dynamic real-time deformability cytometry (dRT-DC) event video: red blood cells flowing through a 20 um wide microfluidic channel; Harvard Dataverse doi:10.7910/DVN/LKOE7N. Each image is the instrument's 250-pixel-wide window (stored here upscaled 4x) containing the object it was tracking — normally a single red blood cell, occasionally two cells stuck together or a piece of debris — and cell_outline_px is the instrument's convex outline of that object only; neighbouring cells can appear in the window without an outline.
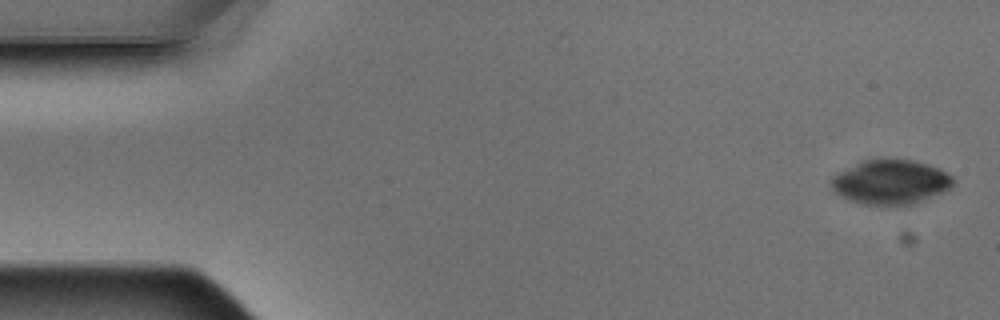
{"species": "Egyptian fruit bat (a non-hibernating species)", "species_latin": "Rousettus aegyptiacus", "temperature_condition": "warm", "stored_images_in_passage": 6, "camera_frame_rate_fps": 3000, "um_per_image_px": 0.085, "animal": {"sex": "male"}, "frame": {"image": 1, "passage_image": 1, "time_ms": 0.0, "image_size_px": [1000, 320], "cell_outline_px": [[956, 180], [948, 192], [916, 204], [860, 204], [836, 192], [832, 188], [832, 176], [836, 172], [864, 160], [916, 160], [940, 168], [948, 172]], "centroid_in_image_um": [75.8, 15.47], "position_along_channel_um": 9.2, "area_um2": 31.73}}
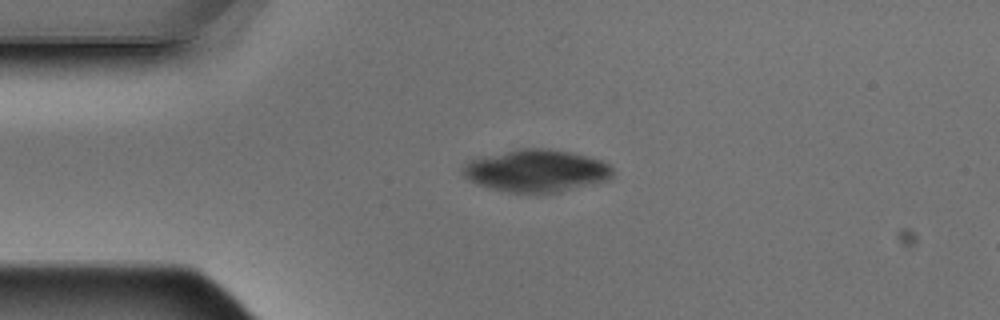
{"frame": {"image": 2, "passage_image": 4, "time_ms": 1.0, "image_size_px": [1000, 320], "cell_outline_px": [[612, 176], [608, 180], [596, 184], [560, 192], [512, 192], [492, 188], [476, 184], [468, 180], [464, 176], [464, 168], [472, 160], [484, 156], [520, 148], [544, 148], [568, 152], [600, 160], [608, 164], [612, 168]], "centroid_in_image_um": [45.63, 14.52], "position_along_channel_um": 39.4, "area_um2": 36.41}}